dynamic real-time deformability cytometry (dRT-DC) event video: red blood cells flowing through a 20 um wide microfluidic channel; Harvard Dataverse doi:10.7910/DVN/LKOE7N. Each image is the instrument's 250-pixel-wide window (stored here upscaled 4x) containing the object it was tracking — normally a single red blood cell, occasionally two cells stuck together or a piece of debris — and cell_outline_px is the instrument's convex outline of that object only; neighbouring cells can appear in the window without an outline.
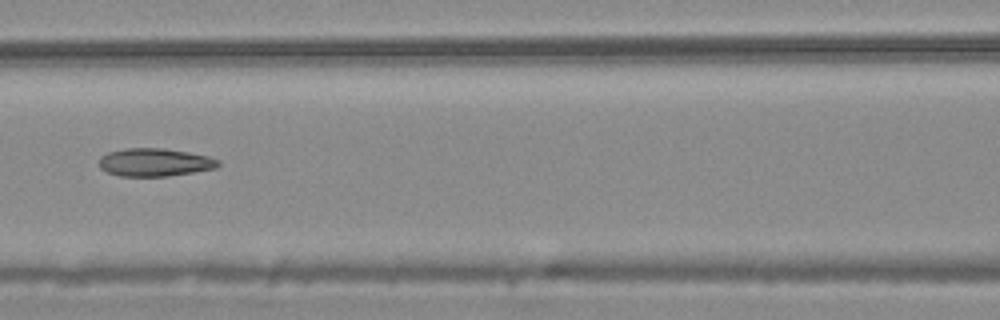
{"species": "common noctule bat (a hibernating species)", "species_latin": "Nyctalus noctula", "temperature_condition": "warm", "stored_images_in_passage": 9, "camera_frame_rate_fps": 3000, "um_per_image_px": 0.085, "animal": {"sex": "male", "body_mass_g": 20.4}, "frame": {"image": 1, "passage_image": 6, "time_ms": 1.667, "image_size_px": [1000, 320], "cell_outline_px": [[220, 164], [216, 168], [168, 176], [120, 176], [108, 172], [100, 168], [100, 156], [108, 152], [124, 148], [164, 148], [188, 152], [208, 156], [220, 160]], "centroid_in_image_um": [13.15, 13.79], "position_along_channel_um": 153.4, "area_um2": 19.42}}
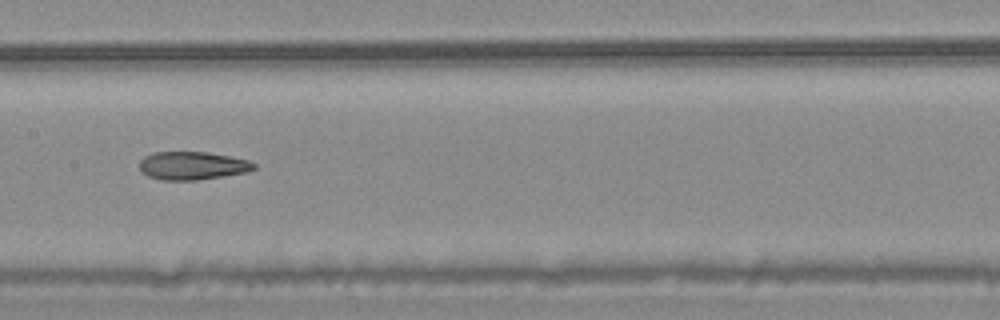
{"frame": {"image": 2, "passage_image": 7, "time_ms": 2.0, "image_size_px": [1000, 320], "cell_outline_px": [[256, 168], [248, 172], [224, 176], [196, 180], [164, 180], [148, 176], [140, 168], [140, 160], [144, 156], [156, 152], [208, 152], [248, 160], [256, 164]], "centroid_in_image_um": [16.38, 14.08], "position_along_channel_um": 191.0, "area_um2": 18.67}}
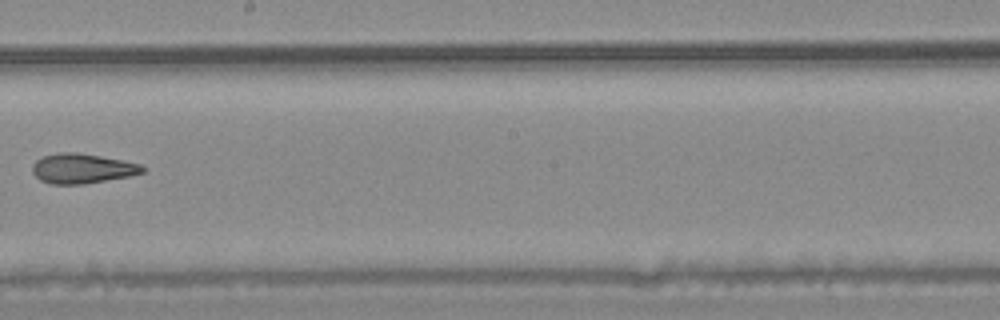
{"frame": {"image": 3, "passage_image": 8, "time_ms": 2.333, "image_size_px": [1000, 320], "cell_outline_px": [[148, 168], [144, 172], [128, 176], [80, 184], [52, 184], [40, 180], [32, 172], [32, 164], [36, 160], [44, 156], [60, 152], [76, 152], [100, 156], [140, 164]], "centroid_in_image_um": [6.97, 14.31], "position_along_channel_um": 241.2, "area_um2": 18.9}}